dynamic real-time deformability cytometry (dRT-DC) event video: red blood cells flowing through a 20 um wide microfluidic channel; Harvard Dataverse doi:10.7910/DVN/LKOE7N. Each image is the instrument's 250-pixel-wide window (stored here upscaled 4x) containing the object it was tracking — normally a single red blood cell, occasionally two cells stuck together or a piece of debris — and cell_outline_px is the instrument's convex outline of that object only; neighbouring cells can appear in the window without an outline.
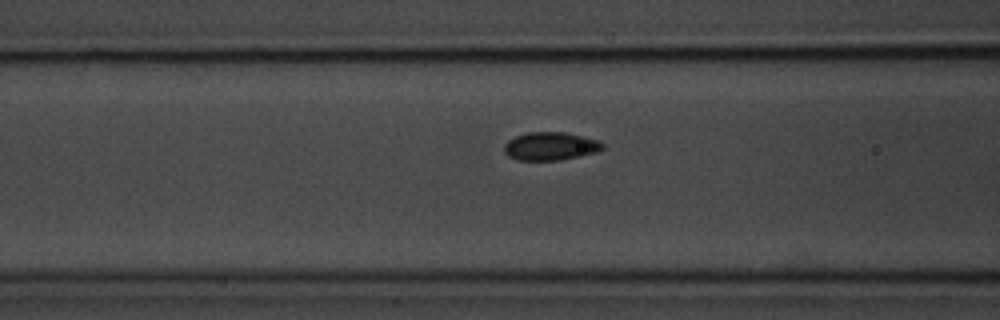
{"species": "common noctule bat (a hibernating species)", "species_latin": "Nyctalus noctula", "temperature_condition": "room temperature", "stored_images_in_passage": 37, "camera_frame_rate_fps": 3000, "um_per_image_px": 0.085, "animal": {"sex": "male", "body_mass_g": 20.1, "forearm_length_mm": 53.5}, "frame": {"image": 1, "passage_image": 13, "time_ms": 4.0, "image_size_px": [1000, 320], "cell_outline_px": [[604, 148], [596, 152], [580, 156], [560, 160], [516, 160], [508, 156], [504, 152], [504, 144], [508, 140], [516, 136], [528, 132], [564, 132], [584, 136], [600, 140], [604, 144]], "centroid_in_image_um": [46.8, 12.42], "position_along_channel_um": 119.8, "area_um2": 16.3}}
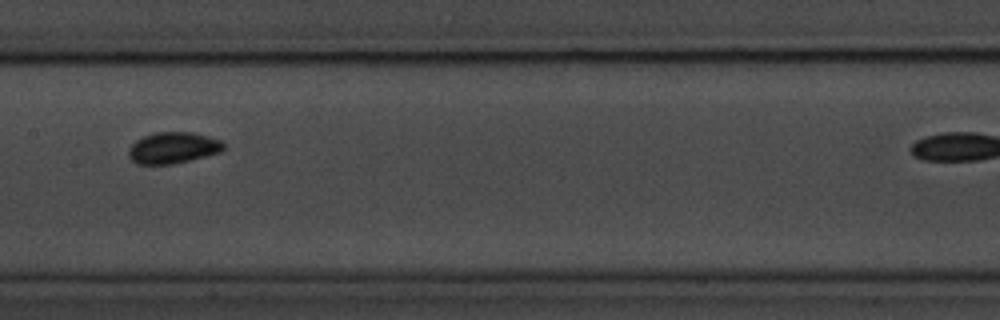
{"frame": {"image": 2, "passage_image": 19, "time_ms": 6.0, "image_size_px": [1000, 320], "cell_outline_px": [[224, 148], [220, 152], [172, 164], [136, 164], [128, 156], [128, 148], [136, 140], [144, 136], [156, 132], [192, 132], [208, 136], [220, 140], [224, 144]], "centroid_in_image_um": [14.68, 12.56], "position_along_channel_um": 192.7, "area_um2": 17.22}}
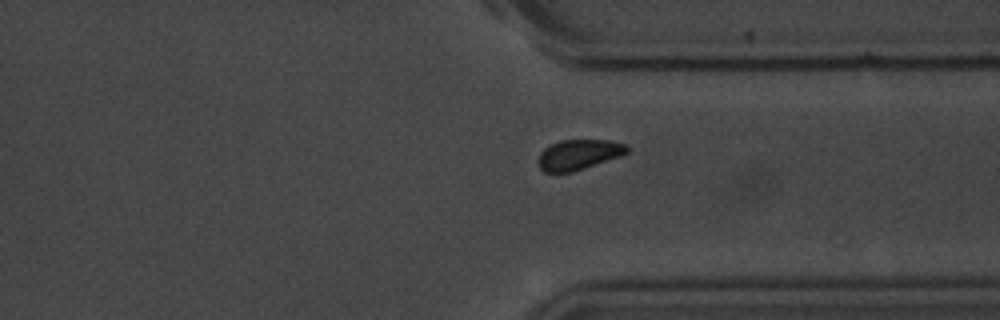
{"frame": {"image": 3, "passage_image": 33, "time_ms": 10.667, "image_size_px": [1000, 320], "cell_outline_px": [[628, 152], [624, 156], [572, 172], [544, 172], [540, 168], [540, 152], [548, 144], [560, 140], [608, 140], [624, 144], [628, 148]], "centroid_in_image_um": [49.22, 13.14], "position_along_channel_um": 362.2, "area_um2": 15.72}}